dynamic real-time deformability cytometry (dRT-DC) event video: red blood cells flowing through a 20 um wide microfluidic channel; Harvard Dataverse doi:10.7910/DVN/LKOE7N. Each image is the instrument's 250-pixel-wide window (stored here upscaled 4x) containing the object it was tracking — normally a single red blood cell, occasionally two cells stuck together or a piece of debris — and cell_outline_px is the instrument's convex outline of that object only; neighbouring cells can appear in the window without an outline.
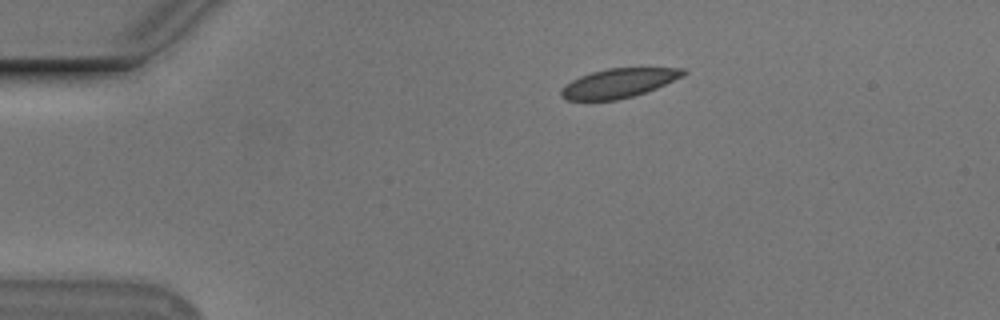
{"species": "Egyptian fruit bat (a non-hibernating species)", "species_latin": "Rousettus aegyptiacus", "temperature_condition": "cold", "stored_images_in_passage": 45, "camera_frame_rate_fps": 3000, "um_per_image_px": 0.085, "animal": {"sex": "male"}, "frame": {"image": 1, "passage_image": 1, "time_ms": 0.0, "image_size_px": [1000, 320], "cell_outline_px": [[688, 72], [684, 76], [656, 88], [632, 96], [616, 100], [568, 100], [560, 96], [560, 92], [572, 80], [580, 76], [592, 72], [608, 68], [684, 68]], "centroid_in_image_um": [52.62, 7.06], "position_along_channel_um": 32.4, "area_um2": 20.52}}
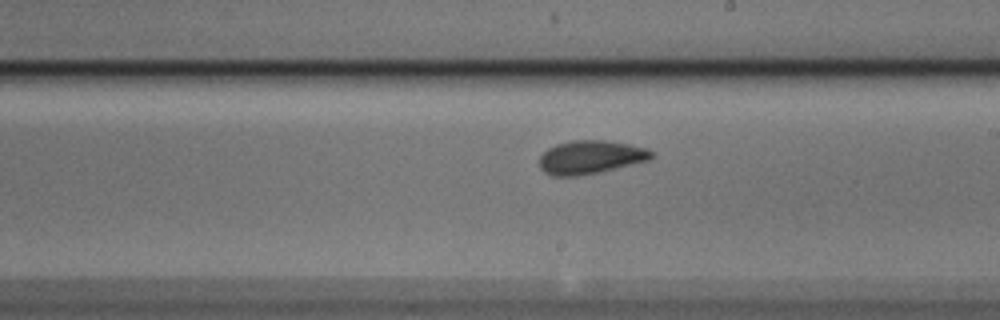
{"frame": {"image": 2, "passage_image": 22, "time_ms": 7.0, "image_size_px": [1000, 320], "cell_outline_px": [[656, 152], [648, 160], [600, 172], [580, 176], [552, 176], [544, 172], [540, 168], [540, 156], [548, 148], [556, 144], [572, 140], [604, 140], [628, 144], [648, 148]], "centroid_in_image_um": [50.19, 13.36], "position_along_channel_um": 238.8, "area_um2": 21.91}}
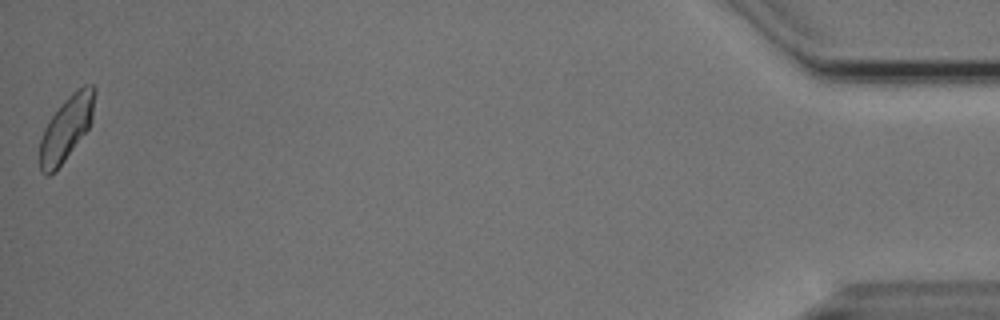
{"frame": {"image": 3, "passage_image": 45, "time_ms": 14.667, "image_size_px": [1000, 320], "cell_outline_px": [[96, 92], [92, 120], [88, 128], [64, 160], [48, 176], [40, 172], [40, 140], [44, 128], [48, 120], [64, 100], [72, 92], [84, 84], [92, 84], [96, 88]], "centroid_in_image_um": [5.65, 10.84], "position_along_channel_um": 429.6, "area_um2": 20.4}, "authors_computed_cell_mechanics": {"area_um2": 21.3282, "velocity_mm_per_s": 3.7263, "shape_relaxation_time_tau1_ms": null, "shape_relaxation_time_tau2_ms": 1.9448, "deformation_change_tau1": null, "deformation_change_tau2": 0.059}}